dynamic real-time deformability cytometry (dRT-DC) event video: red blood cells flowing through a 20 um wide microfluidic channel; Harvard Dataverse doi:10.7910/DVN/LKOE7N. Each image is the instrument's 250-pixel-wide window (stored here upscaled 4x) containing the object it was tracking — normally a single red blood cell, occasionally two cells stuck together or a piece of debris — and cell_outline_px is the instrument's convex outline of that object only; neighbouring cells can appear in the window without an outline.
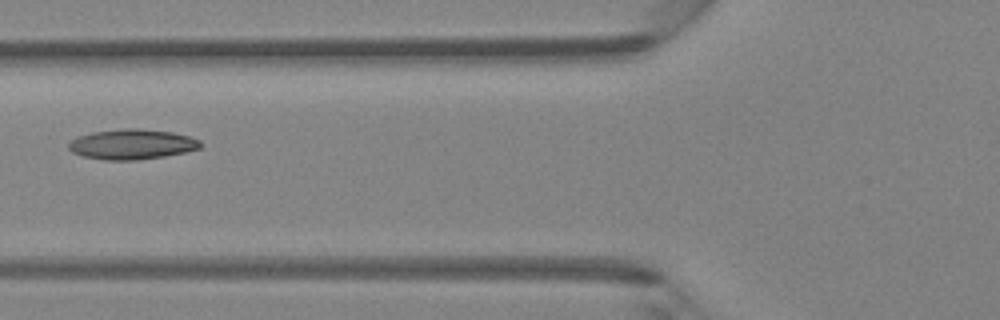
{"species": "Egyptian fruit bat (a non-hibernating species)", "species_latin": "Rousettus aegyptiacus", "temperature_condition": "room temperature", "stored_images_in_passage": 6, "camera_frame_rate_fps": 3000, "um_per_image_px": 0.085, "animal": {"sex": "female"}, "frame": {"image": 1, "passage_image": 5, "time_ms": 5.667, "image_size_px": [1000, 320], "cell_outline_px": [[200, 148], [184, 152], [164, 156], [136, 160], [104, 160], [84, 156], [72, 152], [68, 148], [68, 144], [76, 136], [92, 132], [124, 128], [136, 128], [172, 132], [188, 136], [200, 140]], "centroid_in_image_um": [11.18, 12.26], "position_along_channel_um": 114.6, "area_um2": 23.06}}
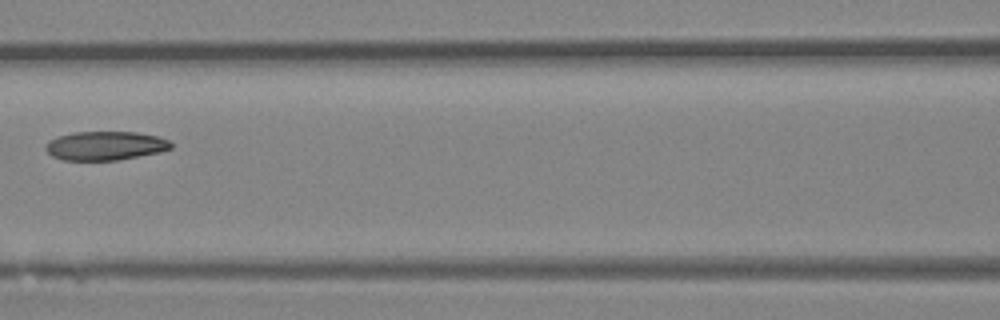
{"frame": {"image": 2, "passage_image": 6, "time_ms": 6.667, "image_size_px": [1000, 320], "cell_outline_px": [[172, 148], [160, 152], [116, 160], [64, 160], [52, 156], [44, 148], [44, 144], [48, 140], [56, 136], [72, 132], [136, 132], [156, 136], [168, 140], [172, 144]], "centroid_in_image_um": [8.89, 12.38], "position_along_channel_um": 157.7, "area_um2": 21.15}}